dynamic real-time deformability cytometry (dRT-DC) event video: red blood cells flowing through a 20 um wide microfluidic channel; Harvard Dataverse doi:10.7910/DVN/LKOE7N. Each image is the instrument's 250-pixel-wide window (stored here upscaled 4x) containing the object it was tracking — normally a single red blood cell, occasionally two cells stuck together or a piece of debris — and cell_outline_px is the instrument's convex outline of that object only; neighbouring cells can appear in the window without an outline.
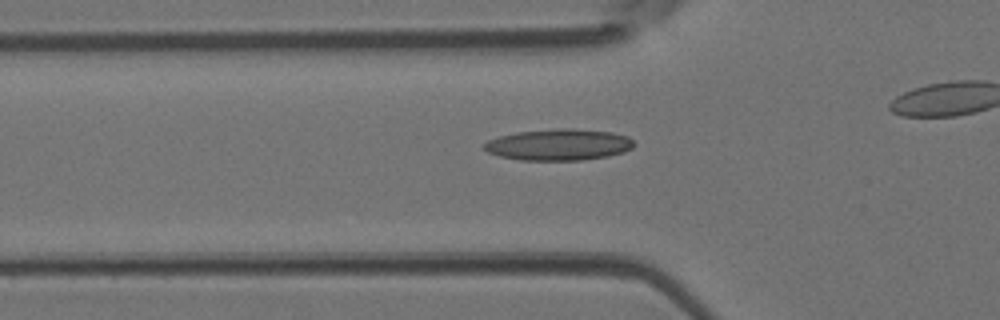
{"species": "Egyptian fruit bat (a non-hibernating species)", "species_latin": "Rousettus aegyptiacus", "temperature_condition": "room temperature", "stored_images_in_passage": 37, "camera_frame_rate_fps": 3000, "um_per_image_px": 0.085, "animal": {"sex": "female"}, "frame": {"image": 1, "passage_image": 16, "time_ms": 5.0, "image_size_px": [1000, 320], "cell_outline_px": [[636, 144], [632, 148], [624, 152], [608, 156], [580, 160], [520, 160], [500, 156], [488, 152], [484, 148], [484, 144], [488, 140], [500, 136], [516, 132], [560, 128], [572, 128], [612, 132], [628, 136]], "centroid_in_image_um": [47.52, 12.29], "position_along_channel_um": 78.3, "area_um2": 27.4}}
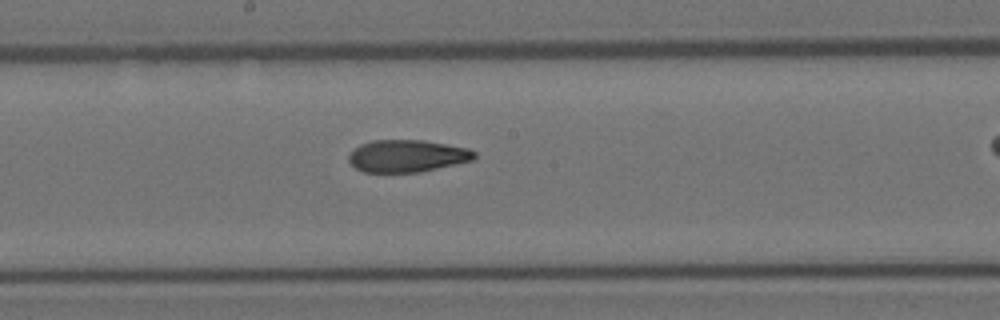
{"frame": {"image": 2, "passage_image": 25, "time_ms": 8.0, "image_size_px": [1000, 320], "cell_outline_px": [[476, 156], [472, 160], [456, 164], [420, 172], [364, 172], [356, 168], [348, 160], [348, 156], [360, 144], [372, 140], [424, 140], [468, 148], [476, 152]], "centroid_in_image_um": [34.61, 13.25], "position_along_channel_um": 213.6, "area_um2": 23.52}}
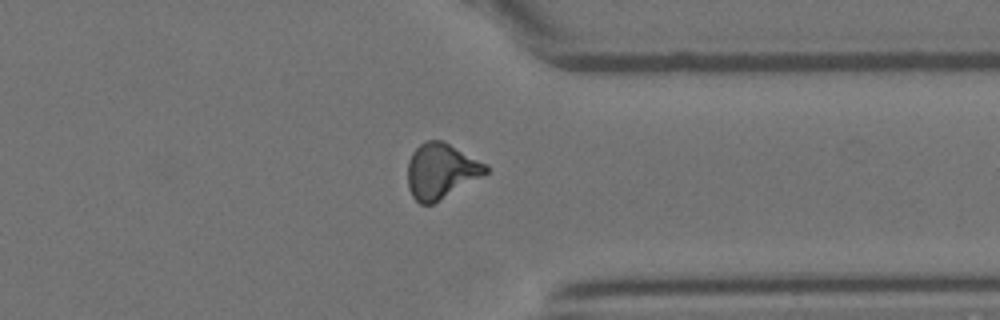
{"frame": {"image": 3, "passage_image": 36, "time_ms": 11.667, "image_size_px": [1000, 320], "cell_outline_px": [[488, 172], [484, 176], [432, 204], [420, 204], [412, 196], [408, 188], [408, 160], [412, 152], [420, 144], [428, 140], [444, 140], [488, 164]], "centroid_in_image_um": [37.51, 14.52], "position_along_channel_um": 373.9, "area_um2": 25.43}}